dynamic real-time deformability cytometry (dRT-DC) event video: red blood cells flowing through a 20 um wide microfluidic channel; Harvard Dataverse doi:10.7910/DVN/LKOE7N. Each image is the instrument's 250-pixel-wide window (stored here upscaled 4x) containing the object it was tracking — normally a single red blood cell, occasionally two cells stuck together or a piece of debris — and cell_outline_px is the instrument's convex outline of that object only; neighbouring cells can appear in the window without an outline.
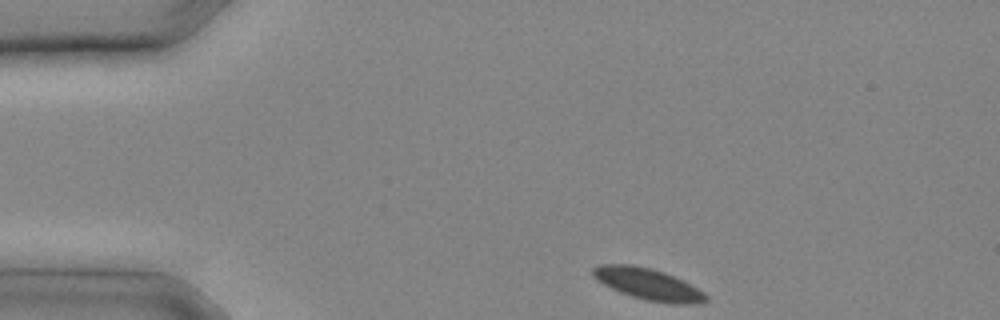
{"species": "common noctule bat (a hibernating species)", "species_latin": "Nyctalus noctula", "temperature_condition": "cold", "stored_images_in_passage": 6, "camera_frame_rate_fps": 3000, "um_per_image_px": 0.085, "animal": {"sex": "male", "body_mass_g": 20.4}, "frame": {"image": 1, "passage_image": 1, "time_ms": 0.0, "image_size_px": [1000, 320], "cell_outline_px": [[708, 300], [700, 304], [672, 304], [644, 300], [620, 292], [596, 280], [592, 276], [592, 268], [600, 264], [632, 264], [652, 268], [664, 272], [684, 280], [704, 292], [708, 296]], "centroid_in_image_um": [55.11, 24.15], "position_along_channel_um": 29.9, "area_um2": 21.04}}
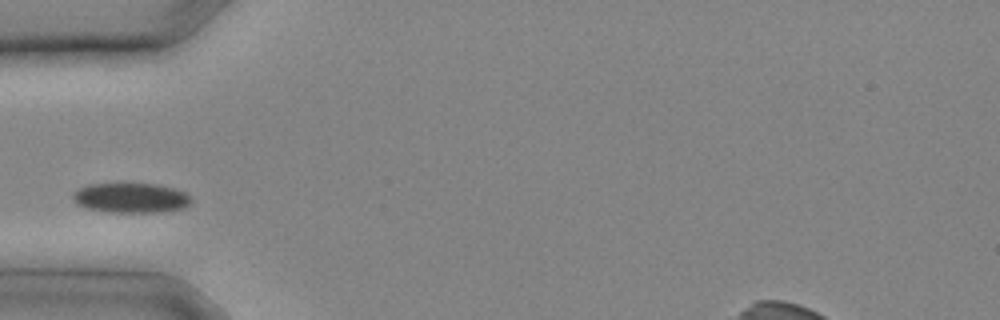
{"frame": {"image": 2, "passage_image": 5, "time_ms": 1.333, "image_size_px": [1000, 320], "cell_outline_px": [[192, 200], [184, 208], [156, 212], [108, 212], [88, 208], [76, 204], [72, 196], [72, 192], [88, 184], [156, 184], [172, 188], [184, 192], [192, 196]], "centroid_in_image_um": [11.11, 16.82], "position_along_channel_um": 73.9, "area_um2": 20.46}}